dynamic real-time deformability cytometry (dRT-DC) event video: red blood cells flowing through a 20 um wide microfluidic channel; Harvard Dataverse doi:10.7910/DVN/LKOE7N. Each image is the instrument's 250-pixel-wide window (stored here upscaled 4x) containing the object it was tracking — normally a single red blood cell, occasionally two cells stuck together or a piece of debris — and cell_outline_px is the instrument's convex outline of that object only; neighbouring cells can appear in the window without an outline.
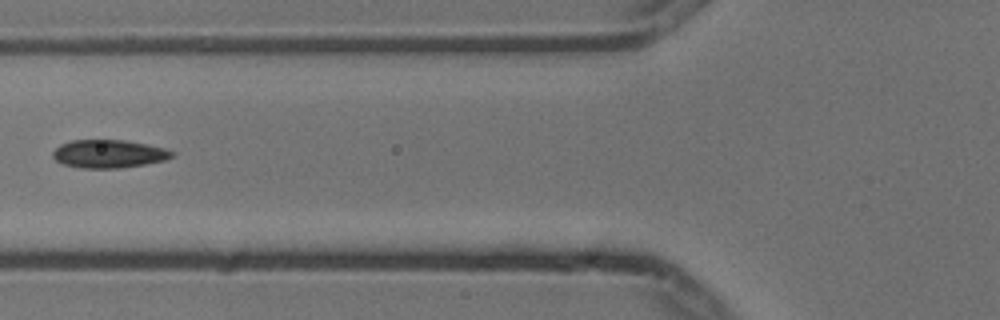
{"species": "common noctule bat (a hibernating species)", "species_latin": "Nyctalus noctula", "temperature_condition": "cold", "stored_images_in_passage": 3, "camera_frame_rate_fps": 3000, "um_per_image_px": 0.085, "animal": {"sex": "male", "body_mass_g": 13.3}, "frame": {"image": 1, "passage_image": 3, "time_ms": 0.667, "image_size_px": [1000, 320], "cell_outline_px": [[176, 152], [172, 156], [164, 160], [144, 164], [120, 168], [80, 168], [64, 164], [56, 160], [52, 156], [52, 152], [60, 144], [72, 140], [124, 140], [148, 144], [164, 148]], "centroid_in_image_um": [9.24, 13.07], "position_along_channel_um": 116.6, "area_um2": 19.48}}